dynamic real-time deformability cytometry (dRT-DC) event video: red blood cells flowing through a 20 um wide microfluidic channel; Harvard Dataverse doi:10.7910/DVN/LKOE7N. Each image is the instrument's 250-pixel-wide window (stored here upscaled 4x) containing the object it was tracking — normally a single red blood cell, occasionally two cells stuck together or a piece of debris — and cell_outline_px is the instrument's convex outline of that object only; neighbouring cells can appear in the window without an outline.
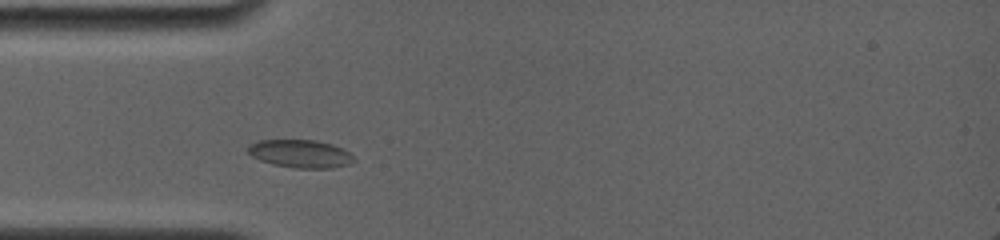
{"species": "common noctule bat (a hibernating species)", "species_latin": "Nyctalus noctula", "temperature_condition": "room temperature", "stored_images_in_passage": 5, "camera_frame_rate_fps": 4000, "um_per_image_px": 0.085, "animal": {"sex": "female", "body_mass_g": 19.0, "forearm_length_mm": 56.7}, "frame": {"image": 1, "passage_image": 2, "time_ms": 0.75, "image_size_px": [1000, 240], "cell_outline_px": [[356, 160], [348, 164], [332, 168], [296, 168], [272, 164], [260, 160], [252, 156], [248, 152], [248, 144], [256, 140], [316, 140], [332, 144], [348, 152]], "centroid_in_image_um": [25.5, 13.06], "position_along_channel_um": 59.5, "area_um2": 17.22}}
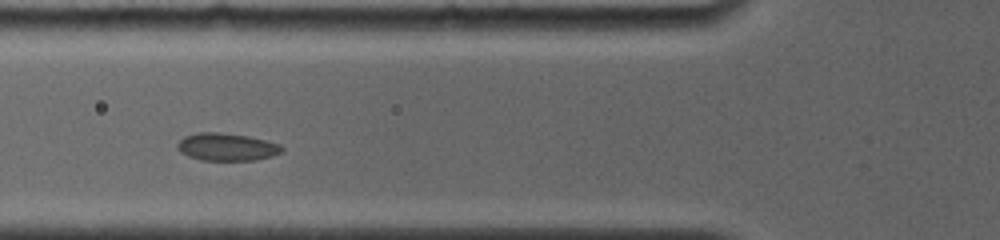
{"frame": {"image": 2, "passage_image": 4, "time_ms": 2.0, "image_size_px": [1000, 240], "cell_outline_px": [[284, 148], [280, 152], [272, 156], [256, 160], [200, 160], [188, 156], [180, 152], [176, 144], [184, 136], [196, 132], [220, 132], [248, 136], [280, 144]], "centroid_in_image_um": [19.24, 12.48], "position_along_channel_um": 106.6, "area_um2": 16.82}}